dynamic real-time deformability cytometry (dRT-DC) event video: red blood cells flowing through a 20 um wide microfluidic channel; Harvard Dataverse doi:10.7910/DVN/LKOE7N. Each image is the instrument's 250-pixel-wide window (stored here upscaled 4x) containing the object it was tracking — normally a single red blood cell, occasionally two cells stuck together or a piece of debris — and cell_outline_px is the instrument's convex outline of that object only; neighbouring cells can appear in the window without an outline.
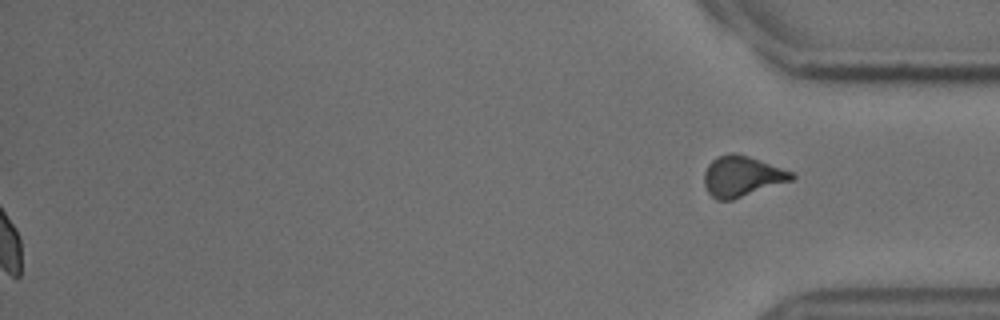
{"species": "common noctule bat (a hibernating species)", "species_latin": "Nyctalus noctula", "temperature_condition": "cold", "stored_images_in_passage": 51, "segment_of_instrument_passage": [2, 2], "camera_frame_rate_fps": 3000, "um_per_image_px": 0.085, "animal": {"sex": "male", "body_mass_g": 18.8}, "frame": {"image": 1, "passage_image": 51, "time_ms": 16.667, "image_size_px": [1000, 320], "cell_outline_px": [[796, 176], [792, 180], [732, 200], [716, 200], [708, 192], [704, 184], [704, 172], [708, 164], [716, 156], [728, 152], [732, 152], [748, 156], [796, 172]], "centroid_in_image_um": [63.07, 14.97], "position_along_channel_um": 372.1, "area_um2": 20.87}}